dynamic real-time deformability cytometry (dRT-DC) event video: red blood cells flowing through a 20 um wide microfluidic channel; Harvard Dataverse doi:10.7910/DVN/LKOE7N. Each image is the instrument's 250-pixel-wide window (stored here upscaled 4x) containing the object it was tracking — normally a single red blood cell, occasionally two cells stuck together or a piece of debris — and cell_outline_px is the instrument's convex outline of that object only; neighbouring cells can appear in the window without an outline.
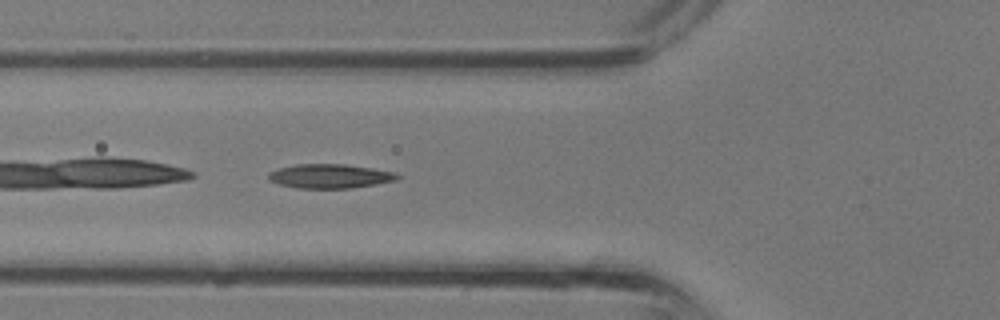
{"species": "common noctule bat (a hibernating species)", "species_latin": "Nyctalus noctula", "temperature_condition": "room temperature", "stored_images_in_passage": 35, "camera_frame_rate_fps": 3000, "um_per_image_px": 0.085, "animal": {"sex": "male", "body_mass_g": 13.3}, "frame": {"image": 1, "passage_image": 13, "time_ms": 4.0, "image_size_px": [1000, 320], "cell_outline_px": [[400, 176], [396, 180], [376, 184], [352, 188], [296, 188], [280, 184], [268, 180], [268, 172], [280, 168], [296, 164], [344, 164], [372, 168], [396, 172]], "centroid_in_image_um": [28.04, 14.97], "position_along_channel_um": 97.8, "area_um2": 18.15}}
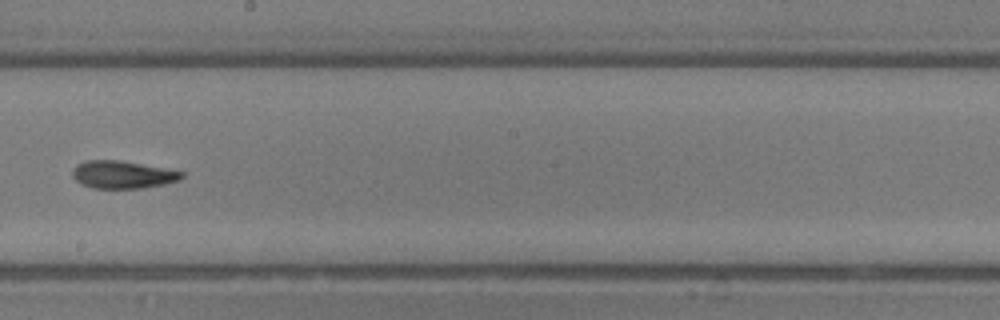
{"frame": {"image": 2, "passage_image": 20, "time_ms": 6.333, "image_size_px": [1000, 320], "cell_outline_px": [[184, 176], [180, 180], [164, 184], [140, 188], [92, 188], [80, 184], [72, 176], [72, 168], [76, 164], [84, 160], [120, 160], [184, 172]], "centroid_in_image_um": [10.37, 14.84], "position_along_channel_um": 237.8, "area_um2": 17.63}}
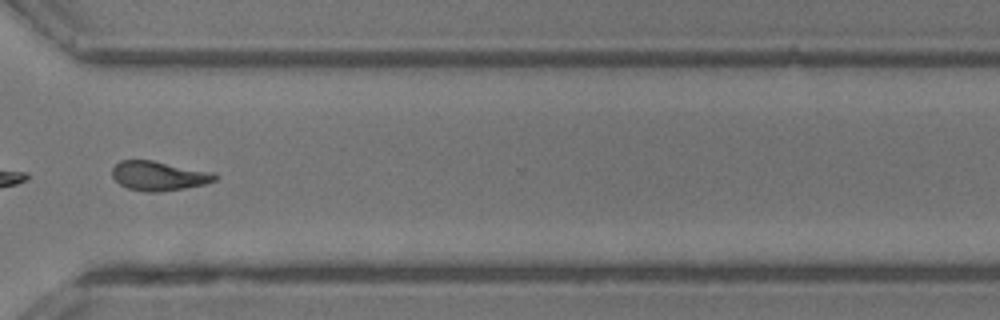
{"frame": {"image": 3, "passage_image": 26, "time_ms": 8.333, "image_size_px": [1000, 320], "cell_outline_px": [[216, 180], [204, 184], [184, 188], [160, 192], [144, 192], [128, 188], [120, 184], [112, 176], [112, 168], [120, 160], [152, 160], [216, 172]], "centroid_in_image_um": [13.51, 14.94], "position_along_channel_um": 357.1, "area_um2": 17.69}}